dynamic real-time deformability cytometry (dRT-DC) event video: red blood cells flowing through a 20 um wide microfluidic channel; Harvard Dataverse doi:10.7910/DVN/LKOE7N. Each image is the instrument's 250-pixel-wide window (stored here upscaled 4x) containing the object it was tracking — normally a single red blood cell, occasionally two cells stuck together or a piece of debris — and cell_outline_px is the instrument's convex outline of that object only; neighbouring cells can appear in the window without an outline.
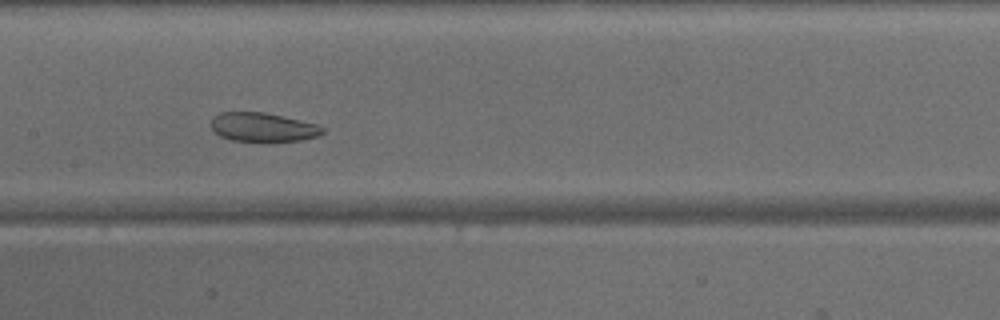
{"species": "common noctule bat (a hibernating species)", "species_latin": "Nyctalus noctula", "temperature_condition": "warm", "stored_images_in_passage": 48, "camera_frame_rate_fps": 3000, "um_per_image_px": 0.085, "animal": {"sex": "male", "body_mass_g": 15.6}, "frame": {"image": 1, "passage_image": 24, "time_ms": 7.667, "image_size_px": [1000, 320], "cell_outline_px": [[324, 132], [316, 136], [300, 140], [268, 144], [232, 140], [220, 136], [212, 128], [212, 116], [220, 112], [264, 112], [284, 116], [320, 124], [324, 128]], "centroid_in_image_um": [22.38, 10.84], "position_along_channel_um": 185.0, "area_um2": 19.54}}
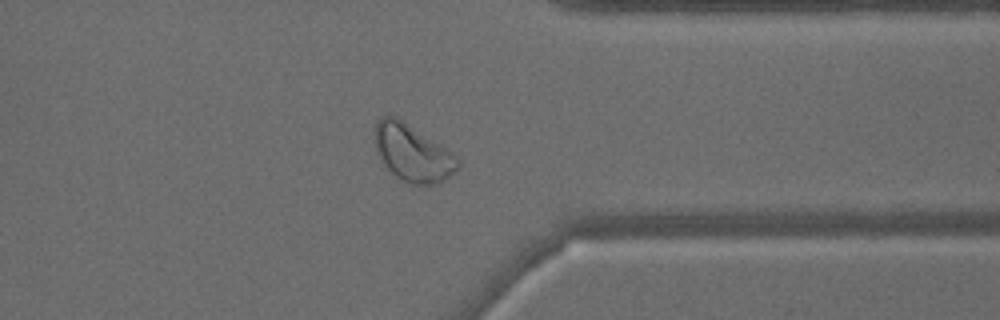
{"frame": {"image": 2, "passage_image": 38, "time_ms": 12.333, "image_size_px": [1000, 320], "cell_outline_px": [[460, 168], [444, 180], [436, 184], [412, 184], [396, 176], [380, 160], [376, 152], [376, 120], [380, 116], [388, 112], [396, 116], [444, 148], [460, 160]], "centroid_in_image_um": [35.04, 12.98], "position_along_channel_um": 376.4, "area_um2": 27.11}}
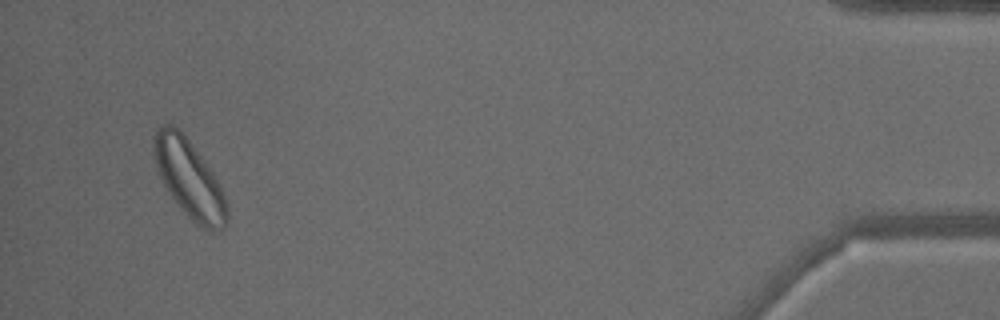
{"frame": {"image": 3, "passage_image": 46, "time_ms": 15.0, "image_size_px": [1000, 320], "cell_outline_px": [[228, 220], [224, 228], [220, 232], [212, 232], [196, 224], [176, 204], [164, 184], [156, 168], [152, 148], [152, 140], [156, 132], [164, 124], [172, 124], [188, 140], [204, 160], [220, 184], [228, 204]], "centroid_in_image_um": [16.11, 15.25], "position_along_channel_um": 419.1, "area_um2": 33.18}}